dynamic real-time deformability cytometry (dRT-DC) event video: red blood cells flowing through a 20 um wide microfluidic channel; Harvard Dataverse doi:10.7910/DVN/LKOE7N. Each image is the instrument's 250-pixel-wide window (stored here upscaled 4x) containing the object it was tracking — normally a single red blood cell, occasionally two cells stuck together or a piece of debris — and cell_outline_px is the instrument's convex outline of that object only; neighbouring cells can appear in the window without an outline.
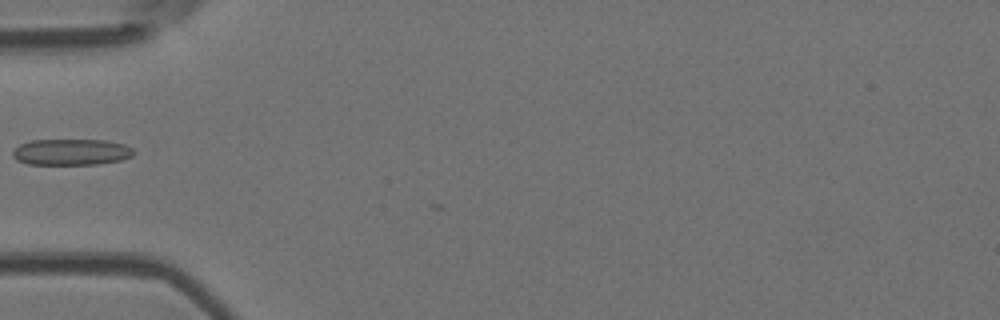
{"species": "Egyptian fruit bat (a non-hibernating species)", "species_latin": "Rousettus aegyptiacus", "temperature_condition": "room temperature", "stored_images_in_passage": 5, "camera_frame_rate_fps": 3000, "um_per_image_px": 0.085, "animal": {"sex": "female"}, "frame": {"image": 1, "passage_image": 5, "time_ms": 5.667, "image_size_px": [1000, 320], "cell_outline_px": [[136, 152], [132, 156], [120, 160], [100, 164], [28, 164], [16, 160], [12, 156], [12, 152], [20, 144], [32, 140], [104, 140], [124, 144], [132, 148]], "centroid_in_image_um": [6.06, 12.92], "position_along_channel_um": 78.9, "area_um2": 18.5}}